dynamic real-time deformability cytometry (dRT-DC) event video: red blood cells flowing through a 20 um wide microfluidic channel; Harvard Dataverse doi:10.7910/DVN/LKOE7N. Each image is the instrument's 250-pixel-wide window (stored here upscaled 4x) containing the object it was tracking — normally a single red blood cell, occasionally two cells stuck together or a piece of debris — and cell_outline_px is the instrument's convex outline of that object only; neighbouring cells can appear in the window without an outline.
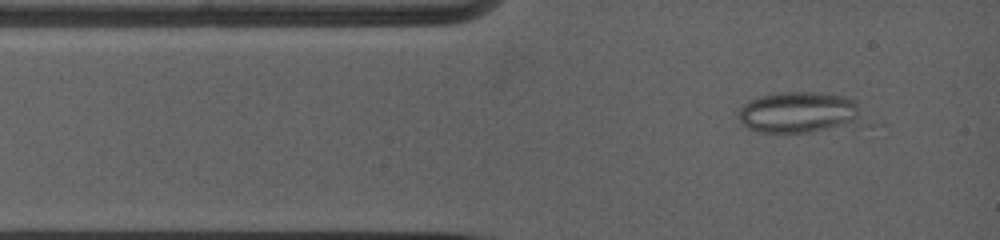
{"species": "common noctule bat (a hibernating species)", "species_latin": "Nyctalus noctula", "temperature_condition": "warm", "stored_images_in_passage": 8, "camera_frame_rate_fps": 5000, "um_per_image_px": 0.085, "animal": {"sex": "female", "body_mass_g": 19.0, "forearm_length_mm": 53.3}, "frame": {"image": 1, "passage_image": 2, "time_ms": 0.6, "image_size_px": [1000, 240], "cell_outline_px": [[880, 124], [808, 132], [760, 132], [748, 128], [740, 124], [736, 116], [740, 108], [744, 104], [760, 96], [772, 92], [816, 92], [844, 96], [856, 100]], "centroid_in_image_um": [68.24, 9.59], "position_along_channel_um": 16.8, "area_um2": 32.19}}
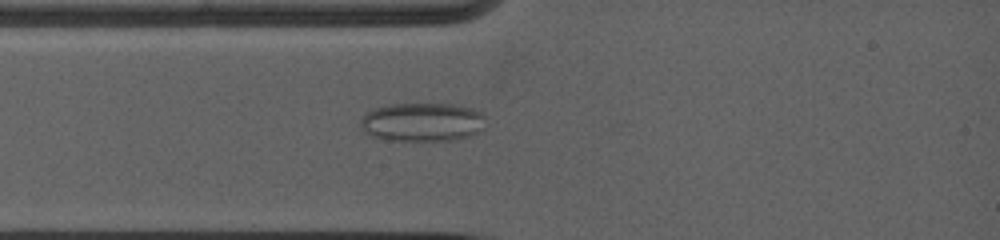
{"frame": {"image": 2, "passage_image": 5, "time_ms": 2.0, "image_size_px": [1000, 240], "cell_outline_px": [[484, 116], [480, 128], [476, 132], [468, 136], [452, 140], [388, 140], [372, 136], [364, 132], [360, 124], [360, 120], [368, 112], [376, 108], [388, 104], [452, 104], [472, 108], [480, 112]], "centroid_in_image_um": [35.85, 10.37], "position_along_channel_um": 49.2, "area_um2": 27.8}}